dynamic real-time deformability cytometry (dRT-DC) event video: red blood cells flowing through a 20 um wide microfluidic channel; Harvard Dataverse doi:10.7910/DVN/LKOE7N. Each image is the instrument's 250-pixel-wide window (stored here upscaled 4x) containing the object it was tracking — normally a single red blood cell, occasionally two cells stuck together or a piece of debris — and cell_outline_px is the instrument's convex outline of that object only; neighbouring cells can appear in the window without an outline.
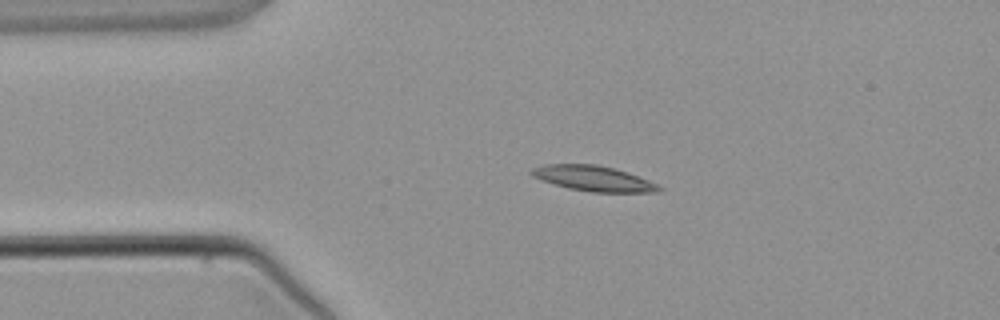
{"species": "common noctule bat (a hibernating species)", "species_latin": "Nyctalus noctula", "temperature_condition": "warm", "stored_images_in_passage": 4, "camera_frame_rate_fps": 3000, "um_per_image_px": 0.085, "animal": {"sex": "male", "body_mass_g": 21.5, "forearm_length_mm": 52.0}, "frame": {"image": 1, "passage_image": 2, "time_ms": 2.0, "image_size_px": [1000, 320], "cell_outline_px": [[664, 188], [660, 192], [592, 192], [568, 188], [540, 180], [532, 176], [528, 172], [532, 168], [544, 164], [596, 164], [628, 172], [648, 180]], "centroid_in_image_um": [50.41, 15.17], "position_along_channel_um": 34.6, "area_um2": 18.84}}
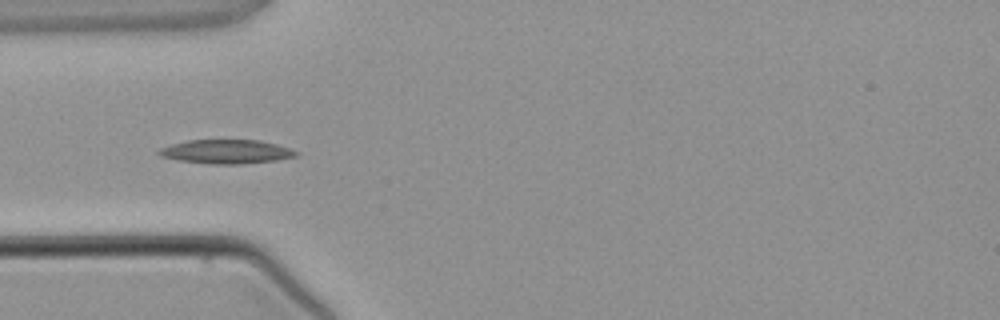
{"frame": {"image": 2, "passage_image": 3, "time_ms": 3.333, "image_size_px": [1000, 320], "cell_outline_px": [[300, 156], [276, 160], [240, 164], [208, 164], [176, 160], [160, 156], [156, 152], [160, 148], [172, 144], [188, 140], [260, 140], [276, 144], [300, 152]], "centroid_in_image_um": [19.24, 12.89], "position_along_channel_um": 65.8, "area_um2": 19.31}}
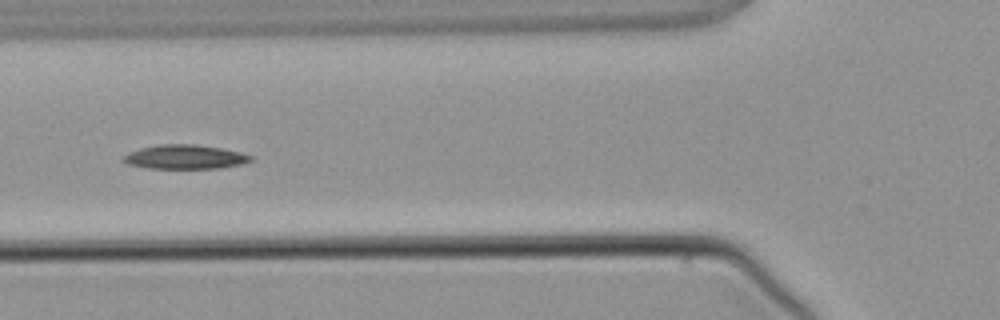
{"frame": {"image": 3, "passage_image": 4, "time_ms": 4.333, "image_size_px": [1000, 320], "cell_outline_px": [[252, 160], [240, 164], [220, 168], [148, 168], [128, 164], [120, 160], [124, 156], [140, 148], [160, 144], [192, 144], [224, 148], [240, 152], [252, 156]], "centroid_in_image_um": [15.73, 13.33], "position_along_channel_um": 110.1, "area_um2": 17.8}}